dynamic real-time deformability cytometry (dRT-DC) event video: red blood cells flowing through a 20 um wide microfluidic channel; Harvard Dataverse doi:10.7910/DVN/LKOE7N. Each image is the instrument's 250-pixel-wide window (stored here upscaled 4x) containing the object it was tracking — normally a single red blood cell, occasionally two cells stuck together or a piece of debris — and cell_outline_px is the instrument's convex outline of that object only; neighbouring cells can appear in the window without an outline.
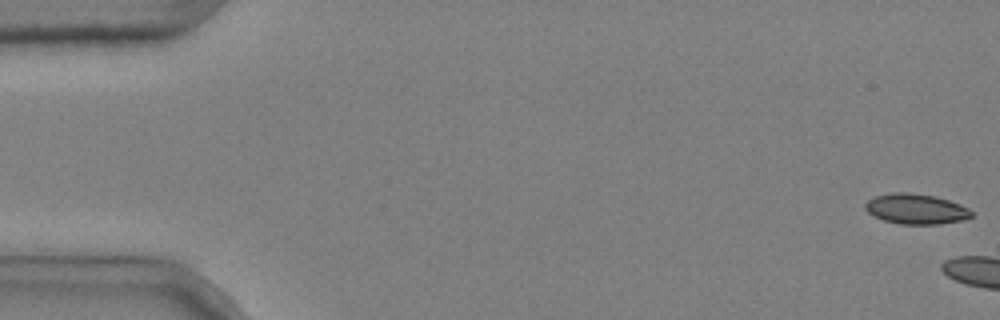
{"species": "common noctule bat (a hibernating species)", "species_latin": "Nyctalus noctula", "temperature_condition": "cold", "stored_images_in_passage": 4, "camera_frame_rate_fps": 3000, "um_per_image_px": 0.085, "animal": {"sex": "male", "body_mass_g": 20.4}, "frame": {"image": 1, "passage_image": 1, "time_ms": 0.0, "image_size_px": [1000, 320], "cell_outline_px": [[972, 216], [964, 220], [940, 224], [900, 224], [884, 220], [868, 212], [864, 208], [864, 204], [868, 200], [876, 196], [892, 192], [908, 192], [936, 196], [960, 204], [968, 208], [972, 212]], "centroid_in_image_um": [77.87, 17.76], "position_along_channel_um": 7.1, "area_um2": 18.73}}